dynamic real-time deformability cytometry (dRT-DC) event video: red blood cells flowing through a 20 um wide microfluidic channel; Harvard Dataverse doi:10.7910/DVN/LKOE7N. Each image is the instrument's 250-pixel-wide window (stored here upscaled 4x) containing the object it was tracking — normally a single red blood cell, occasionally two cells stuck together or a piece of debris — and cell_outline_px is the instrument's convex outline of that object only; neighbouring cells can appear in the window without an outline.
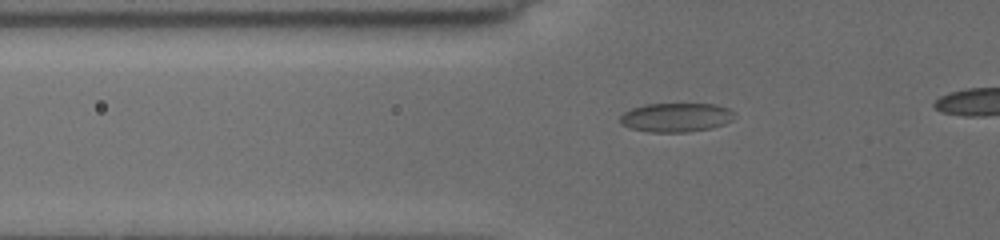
{"species": "common noctule bat (a hibernating species)", "species_latin": "Nyctalus noctula", "temperature_condition": "cold", "stored_images_in_passage": 4, "camera_frame_rate_fps": 3000, "um_per_image_px": 0.085, "animal": {"sex": "female", "body_mass_g": 19.5, "forearm_length_mm": 54.1}, "frame": {"image": 1, "passage_image": 4, "time_ms": 2.667, "image_size_px": [1000, 240], "cell_outline_px": [[736, 116], [732, 120], [724, 124], [712, 128], [688, 132], [648, 132], [628, 128], [620, 124], [620, 116], [624, 112], [632, 108], [644, 104], [716, 104], [728, 108], [736, 112]], "centroid_in_image_um": [57.47, 9.98], "position_along_channel_um": 68.3, "area_um2": 19.65}}